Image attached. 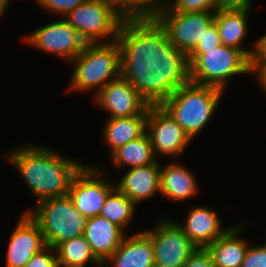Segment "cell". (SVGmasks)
Wrapping results in <instances>:
<instances>
[{"label":"cell","mask_w":266,"mask_h":267,"mask_svg":"<svg viewBox=\"0 0 266 267\" xmlns=\"http://www.w3.org/2000/svg\"><path fill=\"white\" fill-rule=\"evenodd\" d=\"M121 76L149 105H161L190 82L188 57L156 18L124 19L117 37Z\"/></svg>","instance_id":"6da1fadb"},{"label":"cell","mask_w":266,"mask_h":267,"mask_svg":"<svg viewBox=\"0 0 266 267\" xmlns=\"http://www.w3.org/2000/svg\"><path fill=\"white\" fill-rule=\"evenodd\" d=\"M12 150L6 154L7 161L17 169L37 203L67 195L73 177L85 164L41 145L25 144Z\"/></svg>","instance_id":"7a4b0ae2"},{"label":"cell","mask_w":266,"mask_h":267,"mask_svg":"<svg viewBox=\"0 0 266 267\" xmlns=\"http://www.w3.org/2000/svg\"><path fill=\"white\" fill-rule=\"evenodd\" d=\"M74 70L67 90L95 92L121 77V50L117 40L109 43H88L71 61Z\"/></svg>","instance_id":"3957f363"},{"label":"cell","mask_w":266,"mask_h":267,"mask_svg":"<svg viewBox=\"0 0 266 267\" xmlns=\"http://www.w3.org/2000/svg\"><path fill=\"white\" fill-rule=\"evenodd\" d=\"M223 93L215 87L189 82L178 88L161 106L193 140L213 118Z\"/></svg>","instance_id":"277c9868"},{"label":"cell","mask_w":266,"mask_h":267,"mask_svg":"<svg viewBox=\"0 0 266 267\" xmlns=\"http://www.w3.org/2000/svg\"><path fill=\"white\" fill-rule=\"evenodd\" d=\"M24 212L37 222L47 246L56 248L84 233L86 218L76 210L68 194L40 201Z\"/></svg>","instance_id":"5b68a950"},{"label":"cell","mask_w":266,"mask_h":267,"mask_svg":"<svg viewBox=\"0 0 266 267\" xmlns=\"http://www.w3.org/2000/svg\"><path fill=\"white\" fill-rule=\"evenodd\" d=\"M244 74H250V58L244 52L223 44L205 50L190 65V82L224 92L232 77Z\"/></svg>","instance_id":"8992f818"},{"label":"cell","mask_w":266,"mask_h":267,"mask_svg":"<svg viewBox=\"0 0 266 267\" xmlns=\"http://www.w3.org/2000/svg\"><path fill=\"white\" fill-rule=\"evenodd\" d=\"M64 18L87 44L117 40L120 26L125 19L119 13L115 0H87Z\"/></svg>","instance_id":"52a82bcc"},{"label":"cell","mask_w":266,"mask_h":267,"mask_svg":"<svg viewBox=\"0 0 266 267\" xmlns=\"http://www.w3.org/2000/svg\"><path fill=\"white\" fill-rule=\"evenodd\" d=\"M85 163L73 177L68 196L86 219L99 216L106 197L115 188L105 169ZM104 177V178H103ZM107 179V180H106Z\"/></svg>","instance_id":"ba28073f"},{"label":"cell","mask_w":266,"mask_h":267,"mask_svg":"<svg viewBox=\"0 0 266 267\" xmlns=\"http://www.w3.org/2000/svg\"><path fill=\"white\" fill-rule=\"evenodd\" d=\"M143 231L153 243L155 267H183L197 249L172 219L163 218L155 228Z\"/></svg>","instance_id":"9c48e42d"},{"label":"cell","mask_w":266,"mask_h":267,"mask_svg":"<svg viewBox=\"0 0 266 267\" xmlns=\"http://www.w3.org/2000/svg\"><path fill=\"white\" fill-rule=\"evenodd\" d=\"M215 11L177 13L165 8L156 19L166 29L172 45L188 55L214 23Z\"/></svg>","instance_id":"30bf717a"},{"label":"cell","mask_w":266,"mask_h":267,"mask_svg":"<svg viewBox=\"0 0 266 267\" xmlns=\"http://www.w3.org/2000/svg\"><path fill=\"white\" fill-rule=\"evenodd\" d=\"M23 40L40 51L71 62L87 45L80 33L64 18L48 23L26 35Z\"/></svg>","instance_id":"8fae6325"},{"label":"cell","mask_w":266,"mask_h":267,"mask_svg":"<svg viewBox=\"0 0 266 267\" xmlns=\"http://www.w3.org/2000/svg\"><path fill=\"white\" fill-rule=\"evenodd\" d=\"M146 133L155 156H171L176 160L192 139L161 105L148 106Z\"/></svg>","instance_id":"7c38bea8"},{"label":"cell","mask_w":266,"mask_h":267,"mask_svg":"<svg viewBox=\"0 0 266 267\" xmlns=\"http://www.w3.org/2000/svg\"><path fill=\"white\" fill-rule=\"evenodd\" d=\"M94 104L109 112L108 118L140 115L149 104L122 76L107 83L95 96Z\"/></svg>","instance_id":"4fadbf2b"},{"label":"cell","mask_w":266,"mask_h":267,"mask_svg":"<svg viewBox=\"0 0 266 267\" xmlns=\"http://www.w3.org/2000/svg\"><path fill=\"white\" fill-rule=\"evenodd\" d=\"M9 237L5 267H25L47 246L39 225L27 212L22 213Z\"/></svg>","instance_id":"5bb4252c"},{"label":"cell","mask_w":266,"mask_h":267,"mask_svg":"<svg viewBox=\"0 0 266 267\" xmlns=\"http://www.w3.org/2000/svg\"><path fill=\"white\" fill-rule=\"evenodd\" d=\"M188 211L185 222L176 224L197 248H206L230 228L222 226L220 217L206 206L198 205Z\"/></svg>","instance_id":"9a60e30c"},{"label":"cell","mask_w":266,"mask_h":267,"mask_svg":"<svg viewBox=\"0 0 266 267\" xmlns=\"http://www.w3.org/2000/svg\"><path fill=\"white\" fill-rule=\"evenodd\" d=\"M156 163L127 169L115 187L135 205L160 194L161 165Z\"/></svg>","instance_id":"2e32d148"},{"label":"cell","mask_w":266,"mask_h":267,"mask_svg":"<svg viewBox=\"0 0 266 267\" xmlns=\"http://www.w3.org/2000/svg\"><path fill=\"white\" fill-rule=\"evenodd\" d=\"M155 267L151 238L139 231L124 236L119 248L103 263V267ZM111 264V265H110Z\"/></svg>","instance_id":"e0dca14e"},{"label":"cell","mask_w":266,"mask_h":267,"mask_svg":"<svg viewBox=\"0 0 266 267\" xmlns=\"http://www.w3.org/2000/svg\"><path fill=\"white\" fill-rule=\"evenodd\" d=\"M126 234L116 224L100 215L86 219L83 233L92 252L102 263L119 248Z\"/></svg>","instance_id":"ac0fdd59"},{"label":"cell","mask_w":266,"mask_h":267,"mask_svg":"<svg viewBox=\"0 0 266 267\" xmlns=\"http://www.w3.org/2000/svg\"><path fill=\"white\" fill-rule=\"evenodd\" d=\"M245 223L233 224L222 236L208 245L215 267H242L249 243L240 235Z\"/></svg>","instance_id":"d6986e66"},{"label":"cell","mask_w":266,"mask_h":267,"mask_svg":"<svg viewBox=\"0 0 266 267\" xmlns=\"http://www.w3.org/2000/svg\"><path fill=\"white\" fill-rule=\"evenodd\" d=\"M148 107L132 117L107 118L103 127V140L110 149L109 157L119 148L146 133Z\"/></svg>","instance_id":"ffe728a7"},{"label":"cell","mask_w":266,"mask_h":267,"mask_svg":"<svg viewBox=\"0 0 266 267\" xmlns=\"http://www.w3.org/2000/svg\"><path fill=\"white\" fill-rule=\"evenodd\" d=\"M192 171L173 159L160 170V194L171 201L191 199L198 192V181Z\"/></svg>","instance_id":"44dd1931"},{"label":"cell","mask_w":266,"mask_h":267,"mask_svg":"<svg viewBox=\"0 0 266 267\" xmlns=\"http://www.w3.org/2000/svg\"><path fill=\"white\" fill-rule=\"evenodd\" d=\"M251 10H216L214 23L221 43L244 52L249 58L253 48L245 49L242 44L248 36V17Z\"/></svg>","instance_id":"7402d4cb"},{"label":"cell","mask_w":266,"mask_h":267,"mask_svg":"<svg viewBox=\"0 0 266 267\" xmlns=\"http://www.w3.org/2000/svg\"><path fill=\"white\" fill-rule=\"evenodd\" d=\"M109 159L116 169L123 166L129 169L143 167L159 161L153 152L147 133L117 149Z\"/></svg>","instance_id":"603a6c76"},{"label":"cell","mask_w":266,"mask_h":267,"mask_svg":"<svg viewBox=\"0 0 266 267\" xmlns=\"http://www.w3.org/2000/svg\"><path fill=\"white\" fill-rule=\"evenodd\" d=\"M55 250L59 267H85L89 263L103 267V263L92 252L84 235L60 243Z\"/></svg>","instance_id":"cb8c5ba5"},{"label":"cell","mask_w":266,"mask_h":267,"mask_svg":"<svg viewBox=\"0 0 266 267\" xmlns=\"http://www.w3.org/2000/svg\"><path fill=\"white\" fill-rule=\"evenodd\" d=\"M136 205L116 187L108 194L100 211V216L116 224L125 233L135 216Z\"/></svg>","instance_id":"d4e9b609"},{"label":"cell","mask_w":266,"mask_h":267,"mask_svg":"<svg viewBox=\"0 0 266 267\" xmlns=\"http://www.w3.org/2000/svg\"><path fill=\"white\" fill-rule=\"evenodd\" d=\"M125 19L156 18L162 12V0H115Z\"/></svg>","instance_id":"484cf974"},{"label":"cell","mask_w":266,"mask_h":267,"mask_svg":"<svg viewBox=\"0 0 266 267\" xmlns=\"http://www.w3.org/2000/svg\"><path fill=\"white\" fill-rule=\"evenodd\" d=\"M221 40L216 24L213 23L206 31L202 39L199 40L197 46L187 55L189 66L203 53L205 50L215 49L220 46Z\"/></svg>","instance_id":"4316f807"},{"label":"cell","mask_w":266,"mask_h":267,"mask_svg":"<svg viewBox=\"0 0 266 267\" xmlns=\"http://www.w3.org/2000/svg\"><path fill=\"white\" fill-rule=\"evenodd\" d=\"M250 56V74L258 77L266 69V33L253 43Z\"/></svg>","instance_id":"83f0119b"},{"label":"cell","mask_w":266,"mask_h":267,"mask_svg":"<svg viewBox=\"0 0 266 267\" xmlns=\"http://www.w3.org/2000/svg\"><path fill=\"white\" fill-rule=\"evenodd\" d=\"M170 7L177 13L216 11L217 0H176Z\"/></svg>","instance_id":"f1b7e54d"},{"label":"cell","mask_w":266,"mask_h":267,"mask_svg":"<svg viewBox=\"0 0 266 267\" xmlns=\"http://www.w3.org/2000/svg\"><path fill=\"white\" fill-rule=\"evenodd\" d=\"M86 1L87 0H36L38 5L42 7L43 10L61 15L63 18L70 11Z\"/></svg>","instance_id":"f546056e"},{"label":"cell","mask_w":266,"mask_h":267,"mask_svg":"<svg viewBox=\"0 0 266 267\" xmlns=\"http://www.w3.org/2000/svg\"><path fill=\"white\" fill-rule=\"evenodd\" d=\"M55 252V254H53ZM25 267H59L55 248L46 246L36 253L25 265Z\"/></svg>","instance_id":"4dcf8cb0"},{"label":"cell","mask_w":266,"mask_h":267,"mask_svg":"<svg viewBox=\"0 0 266 267\" xmlns=\"http://www.w3.org/2000/svg\"><path fill=\"white\" fill-rule=\"evenodd\" d=\"M242 267H266V245H249Z\"/></svg>","instance_id":"1f68e13d"},{"label":"cell","mask_w":266,"mask_h":267,"mask_svg":"<svg viewBox=\"0 0 266 267\" xmlns=\"http://www.w3.org/2000/svg\"><path fill=\"white\" fill-rule=\"evenodd\" d=\"M183 267H215V265L207 248H197Z\"/></svg>","instance_id":"d6a6232c"},{"label":"cell","mask_w":266,"mask_h":267,"mask_svg":"<svg viewBox=\"0 0 266 267\" xmlns=\"http://www.w3.org/2000/svg\"><path fill=\"white\" fill-rule=\"evenodd\" d=\"M252 0H217V10H251Z\"/></svg>","instance_id":"836d02e7"},{"label":"cell","mask_w":266,"mask_h":267,"mask_svg":"<svg viewBox=\"0 0 266 267\" xmlns=\"http://www.w3.org/2000/svg\"><path fill=\"white\" fill-rule=\"evenodd\" d=\"M256 79L259 87L266 92V69Z\"/></svg>","instance_id":"e575fe53"},{"label":"cell","mask_w":266,"mask_h":267,"mask_svg":"<svg viewBox=\"0 0 266 267\" xmlns=\"http://www.w3.org/2000/svg\"><path fill=\"white\" fill-rule=\"evenodd\" d=\"M11 0H0V17L5 14Z\"/></svg>","instance_id":"d590c367"},{"label":"cell","mask_w":266,"mask_h":267,"mask_svg":"<svg viewBox=\"0 0 266 267\" xmlns=\"http://www.w3.org/2000/svg\"><path fill=\"white\" fill-rule=\"evenodd\" d=\"M176 0H162V11L165 9V8H168L170 7Z\"/></svg>","instance_id":"8d00e7d4"}]
</instances>
